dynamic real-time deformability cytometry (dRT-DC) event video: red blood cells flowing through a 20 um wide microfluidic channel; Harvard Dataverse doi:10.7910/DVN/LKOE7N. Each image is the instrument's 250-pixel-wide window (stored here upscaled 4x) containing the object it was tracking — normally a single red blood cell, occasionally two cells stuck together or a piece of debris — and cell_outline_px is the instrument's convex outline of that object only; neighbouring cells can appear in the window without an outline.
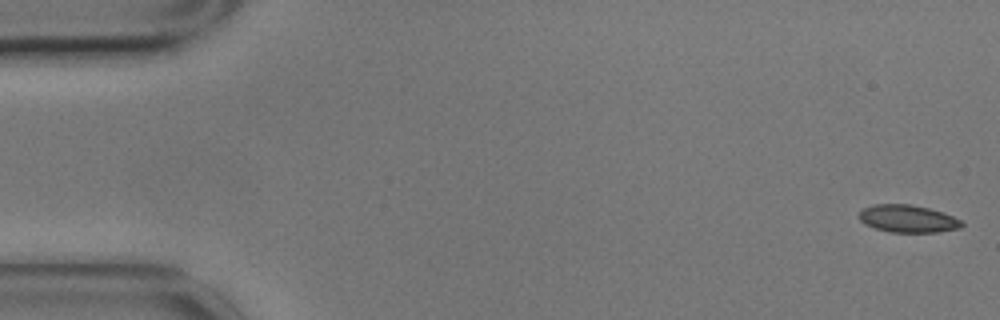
{"species": "common noctule bat (a hibernating species)", "species_latin": "Nyctalus noctula", "temperature_condition": "cold", "stored_images_in_passage": 57, "camera_frame_rate_fps": 3000, "um_per_image_px": 0.085, "animal": {"sex": "male", "body_mass_g": 17.9}, "frame": {"image": 1, "passage_image": 1, "time_ms": 0.0, "image_size_px": [1000, 320], "cell_outline_px": [[964, 224], [960, 228], [936, 232], [888, 232], [864, 224], [860, 220], [860, 212], [864, 208], [872, 204], [908, 204], [928, 208], [952, 216], [960, 220]], "centroid_in_image_um": [77.14, 18.59], "position_along_channel_um": 7.9, "area_um2": 16.24}}
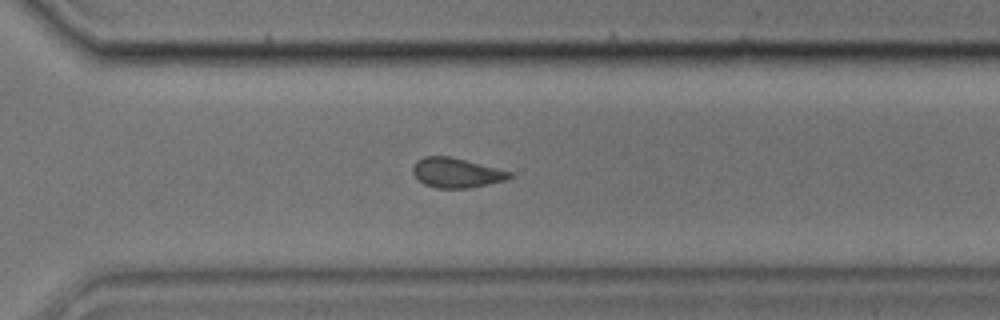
{"frame": {"image": 2, "passage_image": 40, "time_ms": 13.0, "image_size_px": [1000, 320], "cell_outline_px": [[512, 176], [504, 180], [488, 184], [468, 188], [436, 188], [424, 184], [412, 172], [412, 168], [416, 160], [424, 156], [448, 156], [512, 172]], "centroid_in_image_um": [38.75, 14.69], "position_along_channel_um": 331.9, "area_um2": 16.47}}
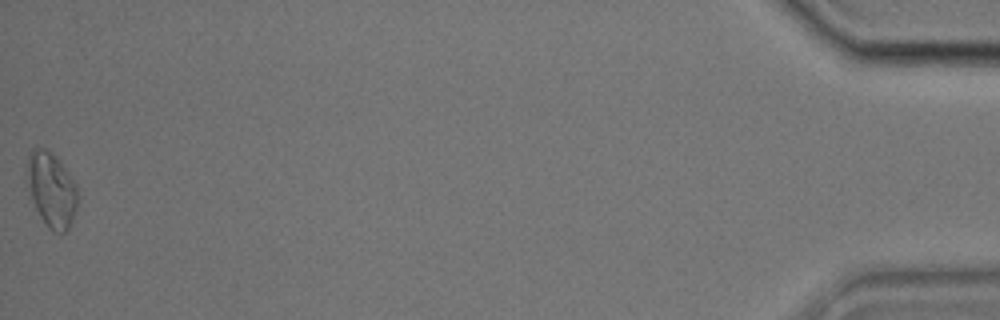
{"frame": {"image": 3, "passage_image": 57, "time_ms": 18.667, "image_size_px": [1000, 320], "cell_outline_px": [[80, 196], [72, 220], [68, 228], [64, 232], [52, 232], [48, 228], [40, 216], [32, 200], [24, 180], [24, 172], [28, 152], [32, 148], [48, 148], [60, 160], [76, 184]], "centroid_in_image_um": [4.34, 16.06], "position_along_channel_um": 430.9, "area_um2": 22.89}, "authors_computed_cell_mechanics": {"area_um2": 16.9354, "velocity_mm_per_s": 3.4756, "shape_relaxation_time_tau1_ms": 8.8977, "shape_relaxation_time_tau2_ms": 2.469, "deformation_change_tau1": 0.1501, "deformation_change_tau2": 0.0879}}